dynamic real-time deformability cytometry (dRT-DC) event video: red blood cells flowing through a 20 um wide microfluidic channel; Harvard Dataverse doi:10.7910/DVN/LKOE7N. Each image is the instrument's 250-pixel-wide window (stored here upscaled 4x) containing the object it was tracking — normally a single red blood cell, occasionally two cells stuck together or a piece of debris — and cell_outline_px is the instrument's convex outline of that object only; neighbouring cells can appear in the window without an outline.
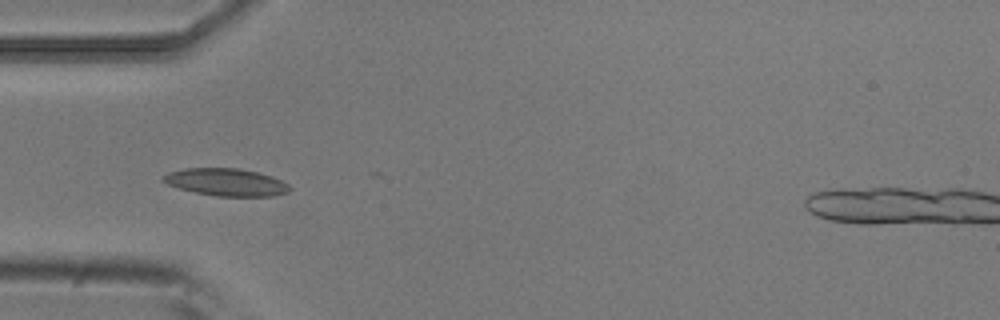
{"species": "common noctule bat (a hibernating species)", "species_latin": "Nyctalus noctula", "temperature_condition": "room temperature", "stored_images_in_passage": 8, "camera_frame_rate_fps": 3000, "um_per_image_px": 0.085, "animal": {"sex": "male", "body_mass_g": 20.5, "forearm_length_mm": 52.5}, "frame": {"image": 1, "passage_image": 5, "time_ms": 1.333, "image_size_px": [1000, 320], "cell_outline_px": [[292, 188], [288, 192], [276, 196], [216, 196], [196, 192], [180, 188], [168, 184], [160, 180], [160, 176], [168, 172], [184, 168], [236, 168], [256, 172], [272, 176], [288, 184]], "centroid_in_image_um": [19.21, 15.48], "position_along_channel_um": 65.8, "area_um2": 20.23}}
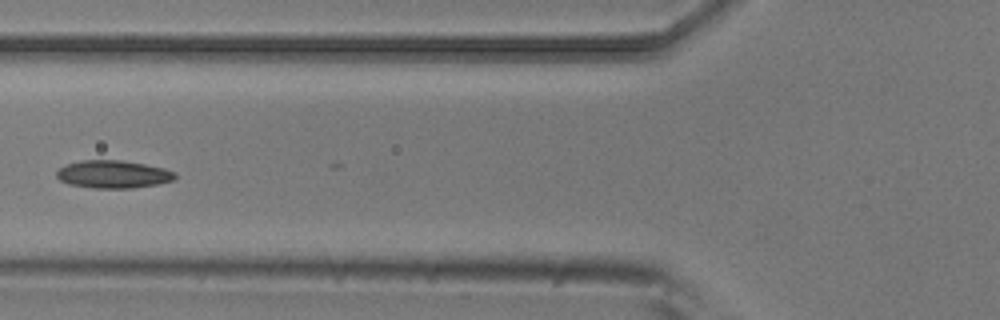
{"frame": {"image": 2, "passage_image": 6, "time_ms": 1.667, "image_size_px": [1000, 320], "cell_outline_px": [[176, 180], [156, 184], [132, 188], [92, 188], [68, 184], [60, 180], [56, 176], [56, 172], [60, 168], [68, 164], [80, 160], [120, 160], [144, 164], [164, 168], [176, 172]], "centroid_in_image_um": [9.63, 14.81], "position_along_channel_um": 116.2, "area_um2": 19.19}}
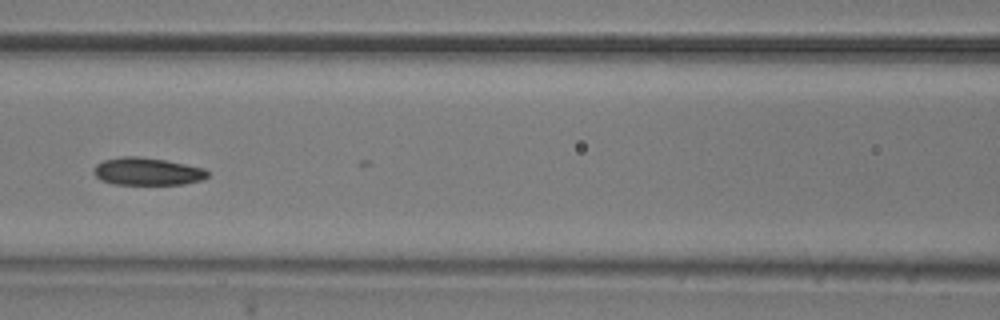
{"frame": {"image": 3, "passage_image": 7, "time_ms": 2.0, "image_size_px": [1000, 320], "cell_outline_px": [[208, 176], [204, 180], [184, 184], [112, 184], [100, 180], [92, 172], [92, 168], [96, 164], [104, 160], [124, 156], [140, 156], [164, 160], [204, 168], [208, 172]], "centroid_in_image_um": [12.49, 14.58], "position_along_channel_um": 154.1, "area_um2": 18.38}}